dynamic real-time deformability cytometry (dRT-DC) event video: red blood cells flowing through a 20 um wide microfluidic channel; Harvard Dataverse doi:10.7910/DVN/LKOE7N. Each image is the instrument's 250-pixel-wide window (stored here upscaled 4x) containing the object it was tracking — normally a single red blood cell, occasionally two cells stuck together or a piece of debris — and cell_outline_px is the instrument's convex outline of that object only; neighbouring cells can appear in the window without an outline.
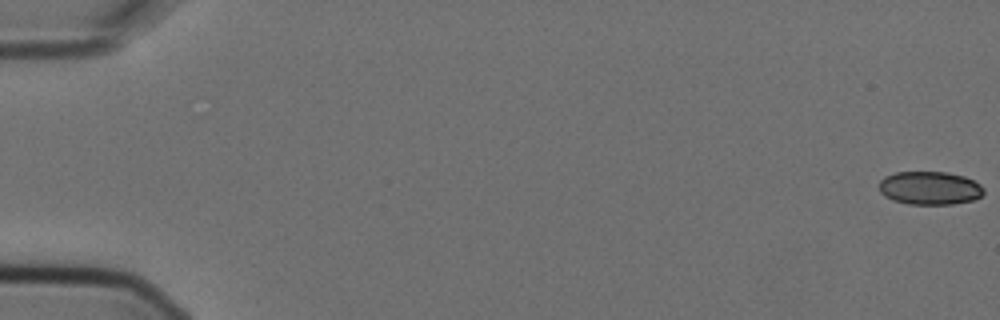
{"species": "Egyptian fruit bat (a non-hibernating species)", "species_latin": "Rousettus aegyptiacus", "temperature_condition": "cold", "stored_images_in_passage": 7, "camera_frame_rate_fps": 3000, "um_per_image_px": 0.085, "animal": {"sex": "female"}, "frame": {"image": 1, "passage_image": 1, "time_ms": 0.0, "image_size_px": [1000, 320], "cell_outline_px": [[984, 192], [980, 196], [972, 200], [952, 204], [908, 204], [892, 200], [884, 196], [880, 192], [880, 180], [884, 176], [896, 172], [948, 172], [964, 176], [980, 184], [984, 188]], "centroid_in_image_um": [79.01, 15.98], "position_along_channel_um": 6.0, "area_um2": 20.35}}
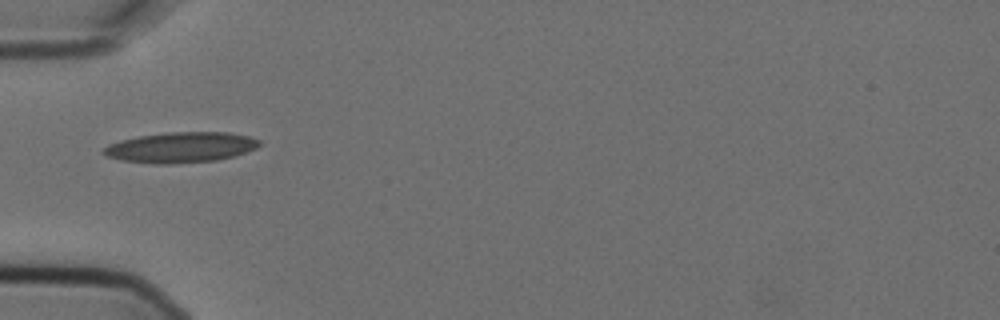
{"frame": {"image": 2, "passage_image": 7, "time_ms": 2.0, "image_size_px": [1000, 320], "cell_outline_px": [[260, 144], [256, 148], [236, 156], [216, 160], [168, 164], [156, 164], [120, 160], [108, 156], [100, 152], [108, 144], [120, 140], [140, 136], [168, 132], [228, 132], [248, 136], [260, 140]], "centroid_in_image_um": [15.36, 12.53], "position_along_channel_um": 69.6, "area_um2": 27.69}}